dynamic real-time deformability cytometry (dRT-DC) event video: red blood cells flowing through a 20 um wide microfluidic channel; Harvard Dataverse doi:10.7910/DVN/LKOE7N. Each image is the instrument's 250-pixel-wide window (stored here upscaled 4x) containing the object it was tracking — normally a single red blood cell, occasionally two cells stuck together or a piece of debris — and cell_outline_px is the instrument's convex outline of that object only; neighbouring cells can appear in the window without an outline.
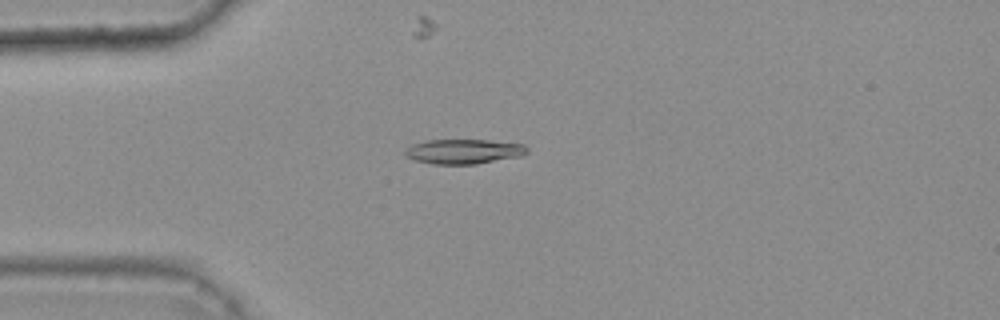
{"species": "common noctule bat (a hibernating species)", "species_latin": "Nyctalus noctula", "temperature_condition": "warm", "stored_images_in_passage": 47, "camera_frame_rate_fps": 3000, "um_per_image_px": 0.085, "animal": {"sex": "female", "body_mass_g": 25.1}, "frame": {"image": 1, "passage_image": 13, "time_ms": 4.0, "image_size_px": [1000, 320], "cell_outline_px": [[528, 152], [520, 156], [476, 164], [432, 164], [416, 160], [408, 156], [404, 152], [412, 144], [424, 140], [488, 140], [524, 144], [528, 148]], "centroid_in_image_um": [39.44, 12.87], "position_along_channel_um": 45.6, "area_um2": 17.46}}
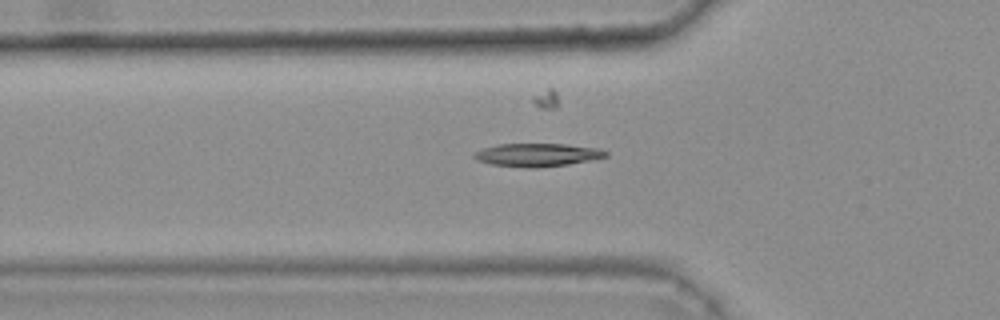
{"frame": {"image": 2, "passage_image": 17, "time_ms": 5.333, "image_size_px": [1000, 320], "cell_outline_px": [[608, 156], [596, 160], [568, 164], [536, 168], [524, 168], [492, 164], [476, 160], [472, 156], [476, 152], [484, 148], [500, 144], [568, 144], [600, 148], [608, 152]], "centroid_in_image_um": [45.75, 13.17], "position_along_channel_um": 80.1, "area_um2": 17.92}}
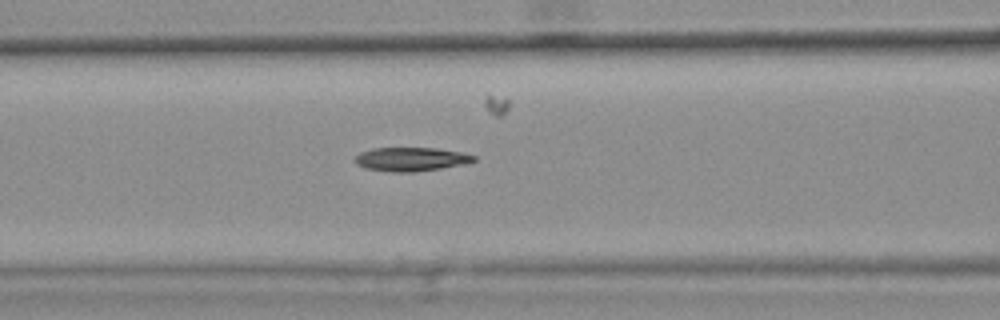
{"frame": {"image": 3, "passage_image": 21, "time_ms": 6.667, "image_size_px": [1000, 320], "cell_outline_px": [[476, 160], [468, 164], [412, 172], [392, 172], [364, 168], [356, 164], [352, 160], [360, 152], [372, 148], [436, 148], [460, 152], [476, 156]], "centroid_in_image_um": [34.92, 13.53], "position_along_channel_um": 131.7, "area_um2": 16.59}, "authors_computed_cell_mechanics": {"area_um2": 16.8198, "velocity_mm_per_s": 3.8267, "shape_relaxation_time_tau1_ms": null, "shape_relaxation_time_tau2_ms": 7.7297, "deformation_change_tau1": null, "deformation_change_tau2": 0.196}}